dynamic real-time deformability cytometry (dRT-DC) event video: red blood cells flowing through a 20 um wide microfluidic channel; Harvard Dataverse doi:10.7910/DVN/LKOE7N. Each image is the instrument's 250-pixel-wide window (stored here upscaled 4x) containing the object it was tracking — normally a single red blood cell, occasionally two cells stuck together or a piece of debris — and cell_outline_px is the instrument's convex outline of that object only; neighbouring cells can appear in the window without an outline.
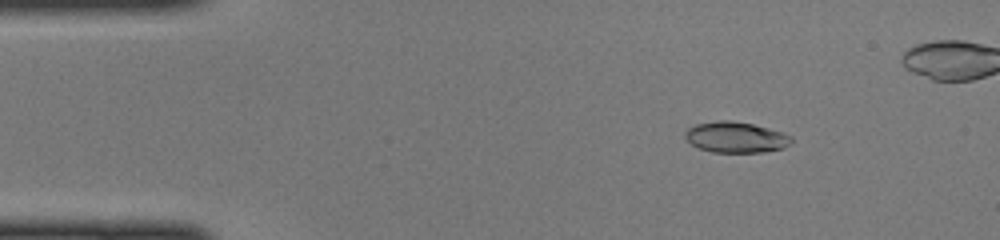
{"species": "common noctule bat (a hibernating species)", "species_latin": "Nyctalus noctula", "temperature_condition": "cold", "stored_images_in_passage": 14, "camera_frame_rate_fps": 3000, "um_per_image_px": 0.085, "animal": {"sex": "female", "body_mass_g": 22.0, "forearm_length_mm": 56.7}, "frame": {"image": 1, "passage_image": 7, "time_ms": 2.0, "image_size_px": [1000, 240], "cell_outline_px": [[792, 140], [784, 148], [764, 152], [712, 152], [700, 148], [692, 144], [684, 136], [684, 132], [688, 128], [696, 124], [716, 120], [728, 120], [752, 124], [768, 128], [792, 136]], "centroid_in_image_um": [62.52, 11.66], "position_along_channel_um": 22.5, "area_um2": 18.96}}